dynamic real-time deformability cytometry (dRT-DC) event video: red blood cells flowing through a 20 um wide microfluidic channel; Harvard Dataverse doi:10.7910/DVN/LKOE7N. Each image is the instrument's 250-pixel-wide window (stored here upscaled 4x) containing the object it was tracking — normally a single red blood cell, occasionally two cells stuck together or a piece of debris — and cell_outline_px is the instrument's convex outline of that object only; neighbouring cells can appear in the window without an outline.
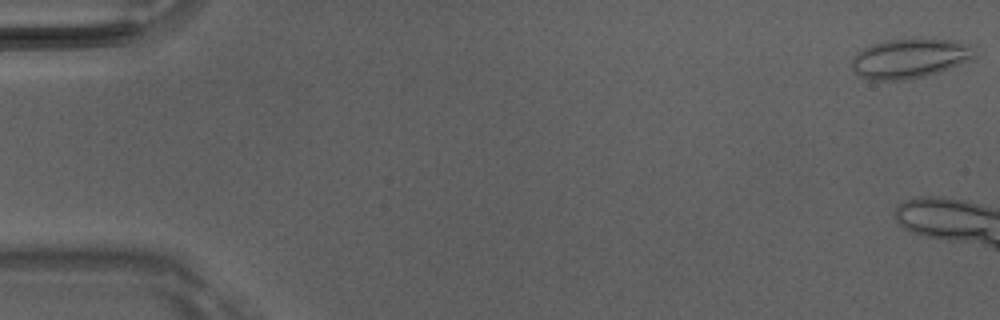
{"species": "Egyptian fruit bat (a non-hibernating species)", "species_latin": "Rousettus aegyptiacus", "temperature_condition": "room temperature", "stored_images_in_passage": 3, "camera_frame_rate_fps": 3000, "um_per_image_px": 0.085, "animal": {"sex": "male"}, "frame": {"image": 1, "passage_image": 1, "time_ms": 0.0, "image_size_px": [1000, 320], "cell_outline_px": [[976, 56], [972, 60], [924, 76], [904, 80], [868, 80], [856, 76], [852, 68], [852, 60], [856, 52], [872, 44], [888, 40], [912, 36], [956, 40], [968, 44]], "centroid_in_image_um": [77.3, 4.93], "position_along_channel_um": 7.7, "area_um2": 28.96}}